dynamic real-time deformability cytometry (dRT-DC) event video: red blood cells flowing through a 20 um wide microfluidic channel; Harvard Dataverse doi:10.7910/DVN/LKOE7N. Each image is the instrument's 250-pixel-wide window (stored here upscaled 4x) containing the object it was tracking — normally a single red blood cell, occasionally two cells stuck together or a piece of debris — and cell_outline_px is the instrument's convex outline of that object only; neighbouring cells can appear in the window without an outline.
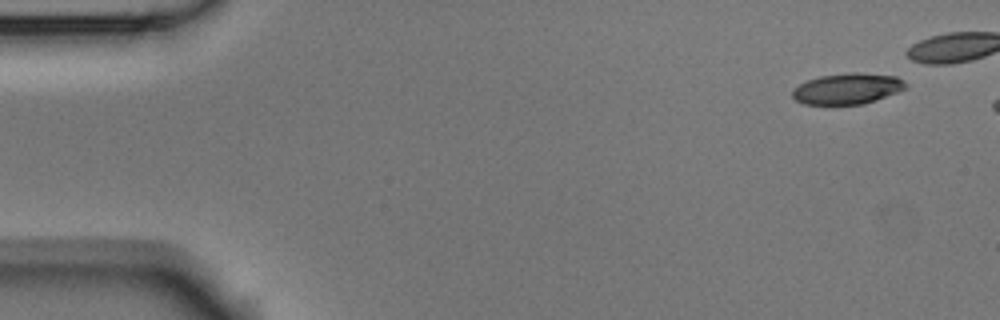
{"species": "Egyptian fruit bat (a non-hibernating species)", "species_latin": "Rousettus aegyptiacus", "temperature_condition": "room temperature", "stored_images_in_passage": 2, "camera_frame_rate_fps": 3000, "um_per_image_px": 0.085, "animal": {"sex": "male"}, "frame": {"image": 1, "passage_image": 1, "time_ms": 0.0, "image_size_px": [1000, 320], "cell_outline_px": [[908, 84], [904, 88], [896, 92], [876, 100], [864, 104], [804, 104], [796, 100], [792, 96], [792, 88], [808, 80], [820, 76], [852, 72], [860, 72], [896, 76], [904, 80]], "centroid_in_image_um": [72.02, 7.53], "position_along_channel_um": 13.0, "area_um2": 20.35}}